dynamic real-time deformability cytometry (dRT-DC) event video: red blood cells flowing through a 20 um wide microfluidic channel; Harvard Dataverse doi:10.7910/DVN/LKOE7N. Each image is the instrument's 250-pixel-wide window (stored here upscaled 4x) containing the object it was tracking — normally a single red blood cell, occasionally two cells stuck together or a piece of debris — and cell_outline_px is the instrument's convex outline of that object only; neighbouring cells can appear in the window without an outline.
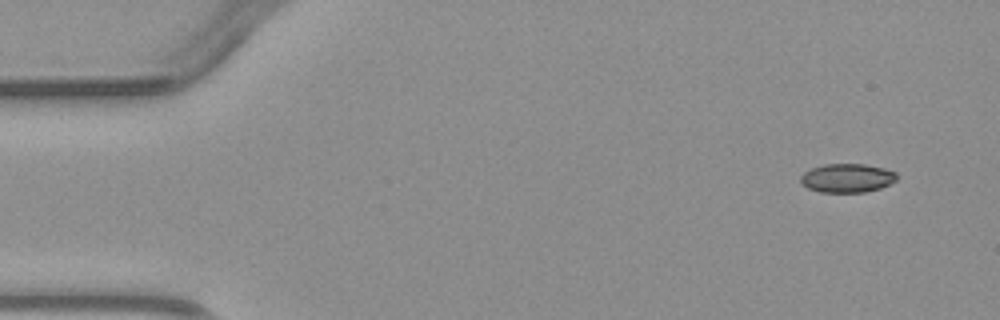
{"species": "common noctule bat (a hibernating species)", "species_latin": "Nyctalus noctula", "temperature_condition": "warm", "stored_images_in_passage": 3, "camera_frame_rate_fps": 3000, "um_per_image_px": 0.085, "animal": {"sex": "male", "body_mass_g": 23.1, "forearm_length_mm": 52.7}, "frame": {"image": 1, "passage_image": 1, "time_ms": 0.0, "image_size_px": [1000, 320], "cell_outline_px": [[896, 180], [880, 188], [864, 192], [820, 192], [808, 188], [800, 184], [800, 176], [804, 172], [812, 168], [824, 164], [864, 164], [884, 168], [896, 172]], "centroid_in_image_um": [71.97, 15.13], "position_along_channel_um": 13.0, "area_um2": 16.13}}
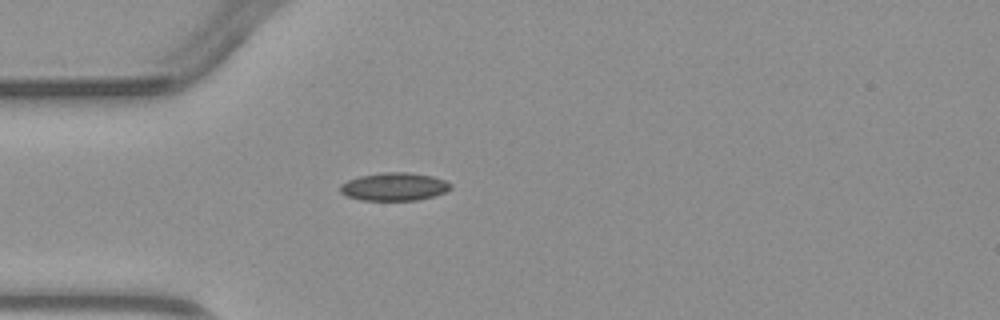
{"frame": {"image": 2, "passage_image": 3, "time_ms": 3.333, "image_size_px": [1000, 320], "cell_outline_px": [[452, 188], [444, 192], [432, 196], [416, 200], [360, 200], [348, 196], [340, 192], [340, 184], [348, 180], [360, 176], [380, 172], [408, 172], [432, 176], [444, 180], [452, 184]], "centroid_in_image_um": [33.49, 15.86], "position_along_channel_um": 51.5, "area_um2": 17.98}}